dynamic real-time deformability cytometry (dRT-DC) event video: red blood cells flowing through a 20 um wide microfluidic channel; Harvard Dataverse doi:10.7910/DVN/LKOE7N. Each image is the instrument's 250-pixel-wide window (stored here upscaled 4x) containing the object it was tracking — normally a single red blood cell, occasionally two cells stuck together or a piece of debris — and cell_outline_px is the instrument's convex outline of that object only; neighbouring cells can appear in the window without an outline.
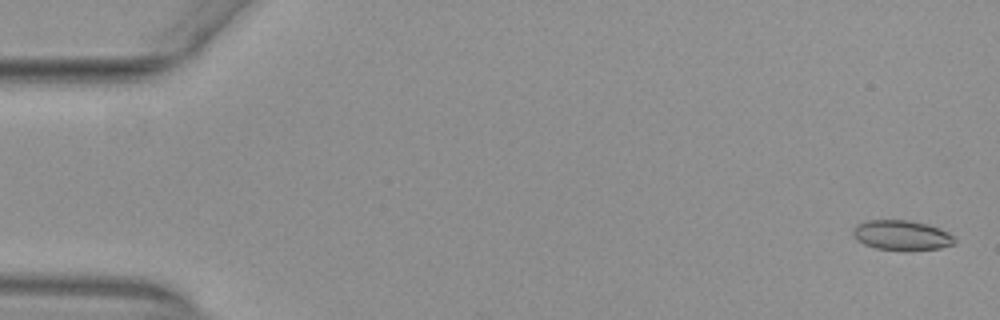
{"species": "common noctule bat (a hibernating species)", "species_latin": "Nyctalus noctula", "temperature_condition": "warm", "stored_images_in_passage": 54, "camera_frame_rate_fps": 3000, "um_per_image_px": 0.085, "animal": {"sex": "female", "body_mass_g": 29.2, "forearm_length_mm": 56.3}, "frame": {"image": 1, "passage_image": 2, "time_ms": 0.333, "image_size_px": [1000, 320], "cell_outline_px": [[956, 244], [940, 248], [908, 252], [904, 252], [876, 248], [864, 244], [856, 240], [852, 236], [852, 232], [856, 224], [864, 220], [908, 220], [928, 224], [940, 228], [948, 232], [956, 240]], "centroid_in_image_um": [76.64, 20.02], "position_along_channel_um": 8.4, "area_um2": 18.32}}
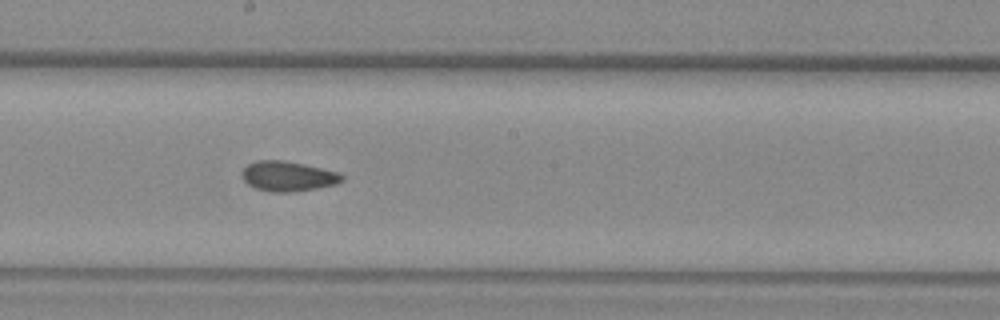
{"frame": {"image": 2, "passage_image": 30, "time_ms": 9.667, "image_size_px": [1000, 320], "cell_outline_px": [[344, 180], [336, 184], [316, 188], [288, 192], [272, 192], [256, 188], [248, 184], [240, 176], [240, 172], [248, 164], [256, 160], [280, 160], [340, 172], [344, 176]], "centroid_in_image_um": [24.45, 14.98], "position_along_channel_um": 223.7, "area_um2": 17.34}}
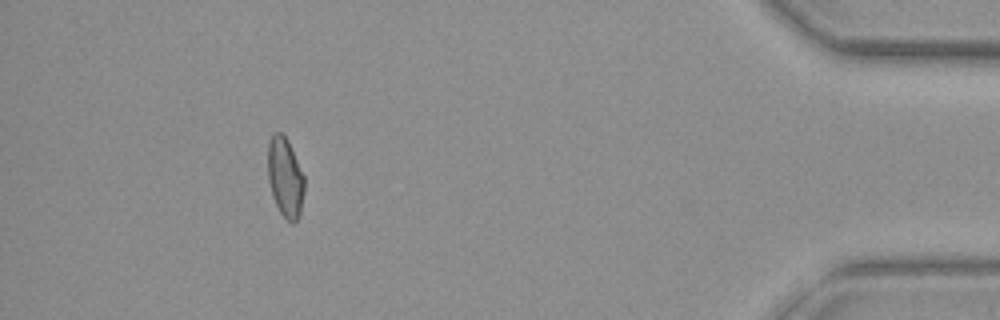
{"frame": {"image": 3, "passage_image": 49, "time_ms": 16.0, "image_size_px": [1000, 320], "cell_outline_px": [[304, 192], [300, 216], [292, 224], [280, 212], [272, 196], [268, 180], [268, 144], [272, 136], [276, 132], [284, 132], [288, 140], [304, 176]], "centroid_in_image_um": [24.24, 15.07], "position_along_channel_um": 411.0, "area_um2": 16.99}, "authors_computed_cell_mechanics": {"area_um2": 17.34, "velocity_mm_per_s": 3.9365, "shape_relaxation_time_tau1_ms": null, "shape_relaxation_time_tau2_ms": 2.0834, "deformation_change_tau1": null, "deformation_change_tau2": 0.0752}}